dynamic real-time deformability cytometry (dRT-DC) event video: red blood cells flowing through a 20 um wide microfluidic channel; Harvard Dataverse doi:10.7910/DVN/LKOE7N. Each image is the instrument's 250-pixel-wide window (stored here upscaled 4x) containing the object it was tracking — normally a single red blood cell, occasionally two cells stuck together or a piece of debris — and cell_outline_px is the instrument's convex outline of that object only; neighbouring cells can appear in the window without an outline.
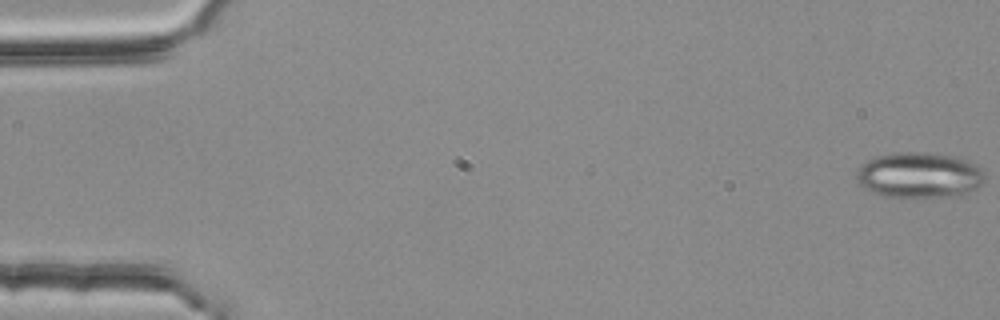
{"species": "common noctule bat (a hibernating species)", "species_latin": "Nyctalus noctula", "temperature_condition": "room temperature", "stored_images_in_passage": 55, "camera_frame_rate_fps": 3000, "um_per_image_px": 0.085, "animal": {"sex": "female", "body_mass_g": 25.1}, "frame": {"image": 1, "passage_image": 1, "time_ms": 0.0, "image_size_px": [1000, 320], "cell_outline_px": [[984, 180], [976, 188], [968, 192], [940, 196], [884, 196], [872, 192], [860, 184], [856, 180], [856, 172], [860, 164], [876, 156], [896, 152], [908, 152], [952, 156], [968, 160], [976, 164], [980, 168], [984, 176]], "centroid_in_image_um": [78.09, 14.87], "position_along_channel_um": 6.9, "area_um2": 33.41}}
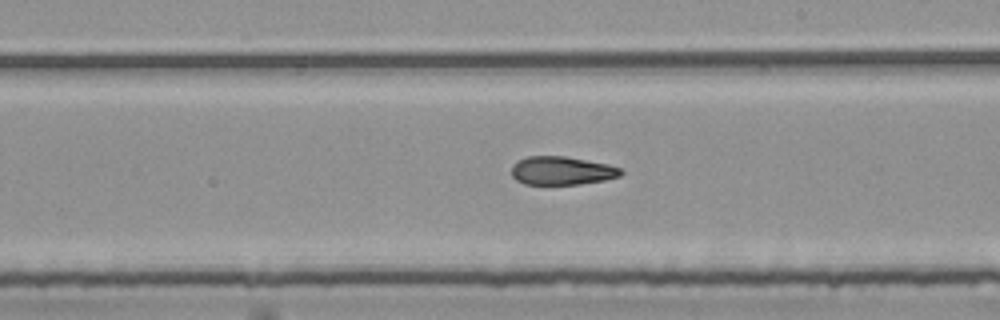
{"frame": {"image": 2, "passage_image": 32, "time_ms": 10.333, "image_size_px": [1000, 320], "cell_outline_px": [[624, 172], [620, 176], [604, 180], [580, 184], [524, 184], [516, 180], [512, 176], [512, 164], [516, 160], [528, 156], [564, 156], [608, 164], [620, 168]], "centroid_in_image_um": [47.73, 14.5], "position_along_channel_um": 241.3, "area_um2": 18.15}}
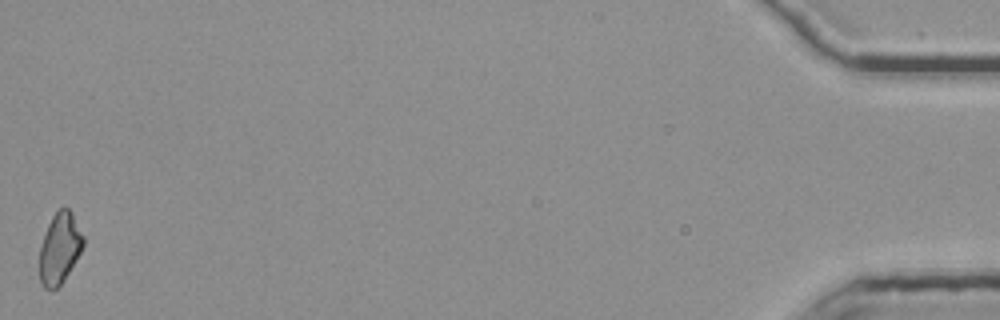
{"frame": {"image": 3, "passage_image": 55, "time_ms": 18.0, "image_size_px": [1000, 320], "cell_outline_px": [[84, 244], [80, 252], [68, 272], [60, 284], [56, 288], [44, 288], [40, 284], [40, 244], [44, 232], [52, 216], [60, 208], [68, 208], [72, 212], [84, 236]], "centroid_in_image_um": [5.06, 21.06], "position_along_channel_um": 430.1, "area_um2": 17.86}, "authors_computed_cell_mechanics": {"area_um2": 19.1318, "velocity_mm_per_s": 3.7776, "shape_relaxation_time_tau1_ms": null, "shape_relaxation_time_tau2_ms": 5.0025, "deformation_change_tau1": null, "deformation_change_tau2": 0.1398}}